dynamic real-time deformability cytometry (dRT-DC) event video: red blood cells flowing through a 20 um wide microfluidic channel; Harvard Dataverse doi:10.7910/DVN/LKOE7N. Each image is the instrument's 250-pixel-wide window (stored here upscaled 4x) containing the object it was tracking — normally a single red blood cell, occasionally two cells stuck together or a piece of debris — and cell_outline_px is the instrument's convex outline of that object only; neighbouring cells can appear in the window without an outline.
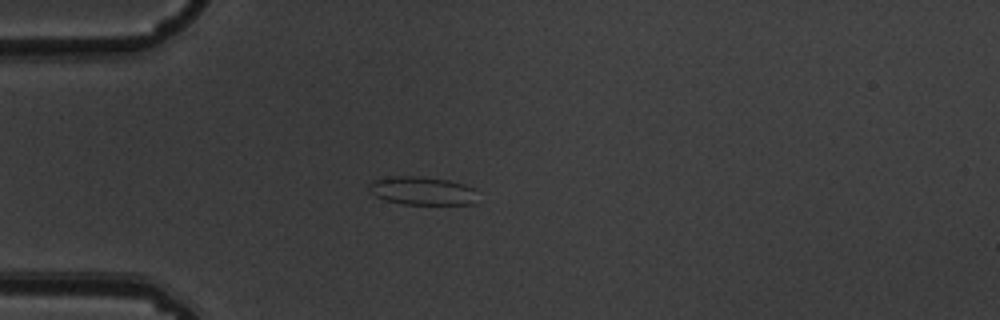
{"species": "common noctule bat (a hibernating species)", "species_latin": "Nyctalus noctula", "temperature_condition": "warm", "stored_images_in_passage": 5, "camera_frame_rate_fps": 3000, "um_per_image_px": 0.085, "animal": {"sex": "male", "body_mass_g": 19.5, "forearm_length_mm": 54.6}, "frame": {"image": 1, "passage_image": 4, "time_ms": 1.0, "image_size_px": [1000, 320], "cell_outline_px": [[476, 204], [404, 204], [384, 200], [376, 196], [368, 188], [368, 184], [372, 180], [388, 176], [424, 176], [448, 180], [464, 184], [476, 188]], "centroid_in_image_um": [35.9, 16.2], "position_along_channel_um": 49.1, "area_um2": 18.21}}